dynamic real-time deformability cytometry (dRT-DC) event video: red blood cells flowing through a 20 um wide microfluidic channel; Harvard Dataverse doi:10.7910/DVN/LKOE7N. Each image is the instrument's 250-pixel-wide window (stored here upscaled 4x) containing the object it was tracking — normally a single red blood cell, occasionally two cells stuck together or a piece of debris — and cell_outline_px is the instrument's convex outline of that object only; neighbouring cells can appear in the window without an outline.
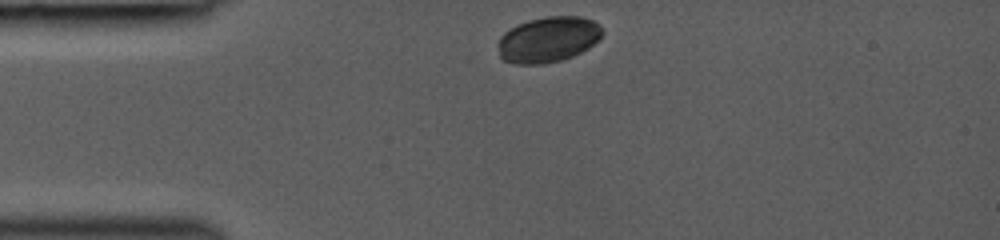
{"species": "common noctule bat (a hibernating species)", "species_latin": "Nyctalus noctula", "temperature_condition": "room temperature", "stored_images_in_passage": 2, "camera_frame_rate_fps": 3000, "um_per_image_px": 0.085, "animal": {"sex": "female", "body_mass_g": 19.0, "forearm_length_mm": 53.3}, "frame": {"image": 1, "passage_image": 1, "time_ms": 0.0, "image_size_px": [1000, 240], "cell_outline_px": [[604, 32], [588, 48], [572, 56], [560, 60], [544, 64], [512, 64], [504, 60], [500, 56], [496, 44], [500, 36], [504, 32], [516, 24], [528, 20], [548, 16], [580, 16], [592, 20]], "centroid_in_image_um": [46.52, 3.36], "position_along_channel_um": 38.5, "area_um2": 27.74}}